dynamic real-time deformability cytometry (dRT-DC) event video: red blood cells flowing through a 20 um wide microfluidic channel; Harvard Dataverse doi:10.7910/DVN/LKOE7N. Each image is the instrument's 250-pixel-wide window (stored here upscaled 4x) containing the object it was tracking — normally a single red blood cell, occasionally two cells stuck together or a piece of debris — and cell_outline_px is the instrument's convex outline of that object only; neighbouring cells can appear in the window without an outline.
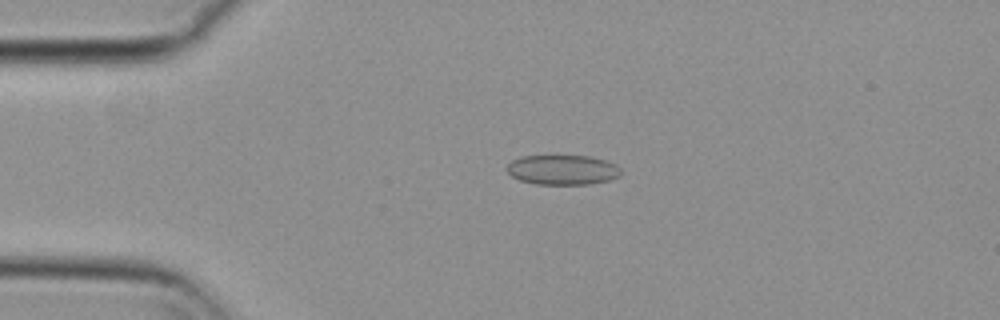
{"species": "common noctule bat (a hibernating species)", "species_latin": "Nyctalus noctula", "temperature_condition": "cold", "stored_images_in_passage": 56, "camera_frame_rate_fps": 3000, "um_per_image_px": 0.085, "animal": {"sex": "female", "body_mass_g": 29.2, "forearm_length_mm": 56.3}, "frame": {"image": 1, "passage_image": 13, "time_ms": 4.0, "image_size_px": [1000, 320], "cell_outline_px": [[620, 176], [612, 180], [588, 184], [536, 184], [520, 180], [512, 176], [504, 168], [512, 160], [520, 156], [588, 156], [604, 160], [616, 164], [620, 168]], "centroid_in_image_um": [47.81, 14.44], "position_along_channel_um": 37.2, "area_um2": 19.88}}
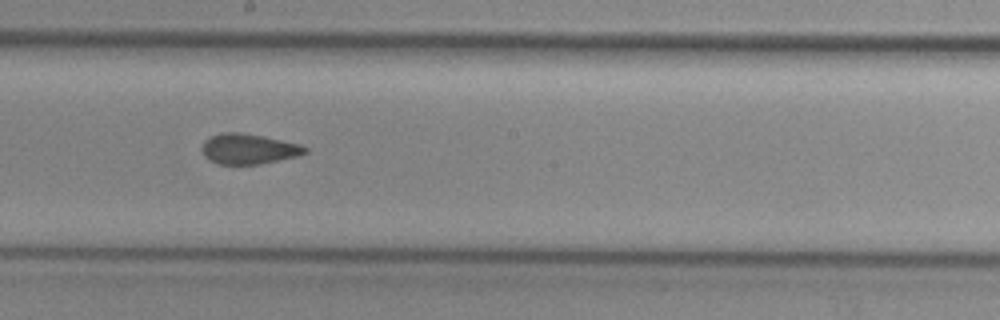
{"frame": {"image": 2, "passage_image": 31, "time_ms": 10.0, "image_size_px": [1000, 320], "cell_outline_px": [[308, 152], [296, 156], [260, 164], [216, 164], [204, 156], [200, 148], [204, 140], [212, 136], [224, 132], [240, 132], [300, 144], [308, 148]], "centroid_in_image_um": [21.09, 12.66], "position_along_channel_um": 227.1, "area_um2": 18.09}}
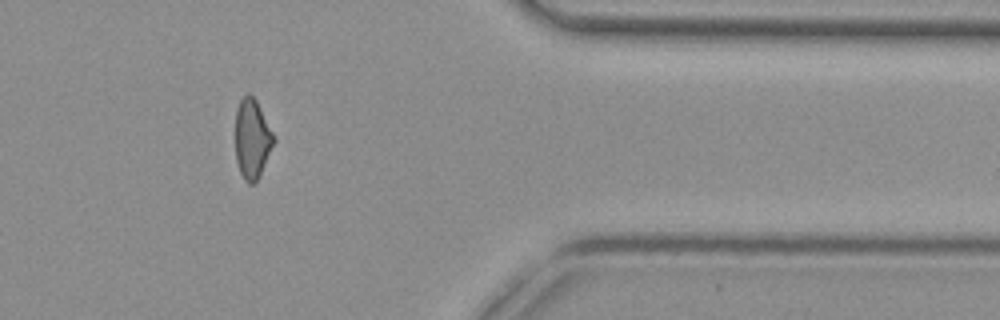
{"frame": {"image": 3, "passage_image": 46, "time_ms": 15.0, "image_size_px": [1000, 320], "cell_outline_px": [[276, 140], [260, 176], [256, 184], [248, 184], [244, 180], [240, 172], [236, 160], [236, 108], [240, 100], [248, 92], [256, 100]], "centroid_in_image_um": [21.43, 11.85], "position_along_channel_um": 390.0, "area_um2": 17.8}, "authors_computed_cell_mechanics": {"area_um2": 18.8428, "velocity_mm_per_s": 3.7157, "shape_relaxation_time_tau1_ms": null, "shape_relaxation_time_tau2_ms": 1.8587, "deformation_change_tau1": null, "deformation_change_tau2": 0.0705}}